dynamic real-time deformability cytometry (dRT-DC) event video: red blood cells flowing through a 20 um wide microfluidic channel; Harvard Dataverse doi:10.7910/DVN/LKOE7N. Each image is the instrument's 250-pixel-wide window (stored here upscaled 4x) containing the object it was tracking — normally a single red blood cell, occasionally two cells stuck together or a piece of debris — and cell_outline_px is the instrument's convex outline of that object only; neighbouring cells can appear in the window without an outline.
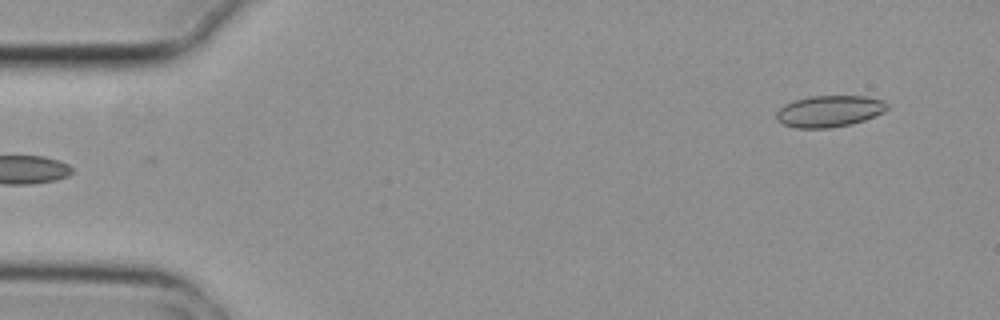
{"species": "common noctule bat (a hibernating species)", "species_latin": "Nyctalus noctula", "temperature_condition": "cold", "stored_images_in_passage": 5, "segment_of_instrument_passage": [2, 2], "camera_frame_rate_fps": 3000, "um_per_image_px": 0.085, "animal": {"sex": "female", "body_mass_g": 29.2, "forearm_length_mm": 56.3}, "frame": {"image": 1, "passage_image": 5, "time_ms": 1.333, "image_size_px": [1000, 320], "cell_outline_px": [[888, 108], [884, 112], [864, 120], [852, 124], [828, 128], [796, 128], [784, 124], [776, 120], [776, 112], [784, 104], [808, 96], [864, 96], [884, 100], [888, 104]], "centroid_in_image_um": [70.5, 9.45], "position_along_channel_um": 14.5, "area_um2": 20.4}}